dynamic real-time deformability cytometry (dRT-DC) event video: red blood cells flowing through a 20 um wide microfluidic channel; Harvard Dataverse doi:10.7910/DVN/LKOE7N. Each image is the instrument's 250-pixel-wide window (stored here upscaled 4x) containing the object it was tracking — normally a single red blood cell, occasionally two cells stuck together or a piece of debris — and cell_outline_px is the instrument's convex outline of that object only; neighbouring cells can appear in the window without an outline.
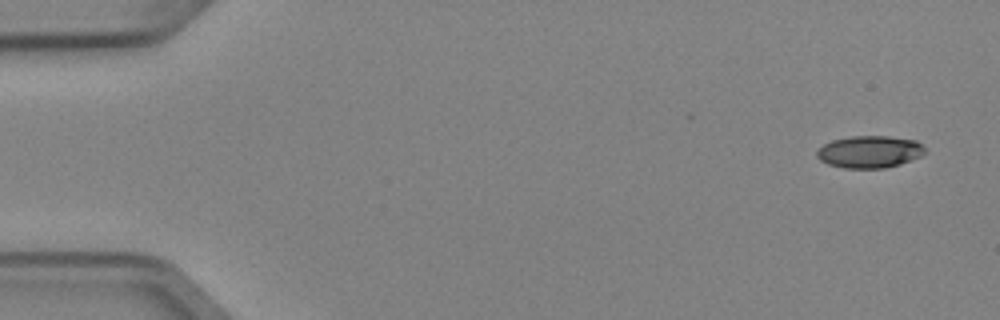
{"species": "Egyptian fruit bat (a non-hibernating species)", "species_latin": "Rousettus aegyptiacus", "temperature_condition": "cold", "stored_images_in_passage": 4, "camera_frame_rate_fps": 3000, "um_per_image_px": 0.085, "animal": {"sex": "female"}, "frame": {"image": 1, "passage_image": 1, "time_ms": 0.0, "image_size_px": [1000, 320], "cell_outline_px": [[924, 152], [920, 156], [900, 164], [884, 168], [844, 168], [828, 164], [820, 160], [816, 156], [816, 152], [824, 144], [832, 140], [852, 136], [888, 136], [916, 140], [924, 148]], "centroid_in_image_um": [73.89, 12.9], "position_along_channel_um": 11.1, "area_um2": 20.11}}